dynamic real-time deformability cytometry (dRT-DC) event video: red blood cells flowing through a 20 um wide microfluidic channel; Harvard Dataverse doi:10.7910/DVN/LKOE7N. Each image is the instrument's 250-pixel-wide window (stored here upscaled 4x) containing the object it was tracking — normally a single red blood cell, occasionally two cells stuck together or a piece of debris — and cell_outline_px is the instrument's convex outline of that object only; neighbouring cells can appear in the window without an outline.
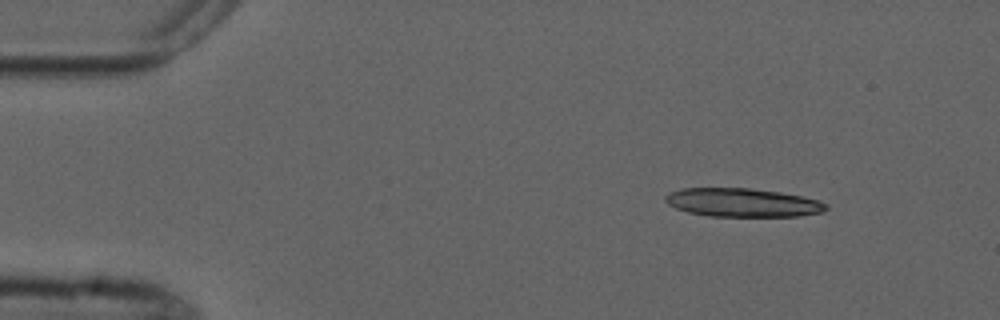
{"species": "common noctule bat (a hibernating species)", "species_latin": "Nyctalus noctula", "temperature_condition": "cold", "stored_images_in_passage": 4, "camera_frame_rate_fps": 3000, "um_per_image_px": 0.085, "animal": {"sex": "male", "forearm_length_mm": 52.5}, "frame": {"image": 1, "passage_image": 1, "time_ms": 0.0, "image_size_px": [1000, 320], "cell_outline_px": [[828, 208], [824, 212], [800, 216], [708, 216], [688, 212], [676, 208], [668, 204], [664, 200], [664, 196], [668, 192], [680, 188], [748, 188], [780, 192], [820, 200], [828, 204]], "centroid_in_image_um": [63.11, 17.22], "position_along_channel_um": 21.9, "area_um2": 26.93}}